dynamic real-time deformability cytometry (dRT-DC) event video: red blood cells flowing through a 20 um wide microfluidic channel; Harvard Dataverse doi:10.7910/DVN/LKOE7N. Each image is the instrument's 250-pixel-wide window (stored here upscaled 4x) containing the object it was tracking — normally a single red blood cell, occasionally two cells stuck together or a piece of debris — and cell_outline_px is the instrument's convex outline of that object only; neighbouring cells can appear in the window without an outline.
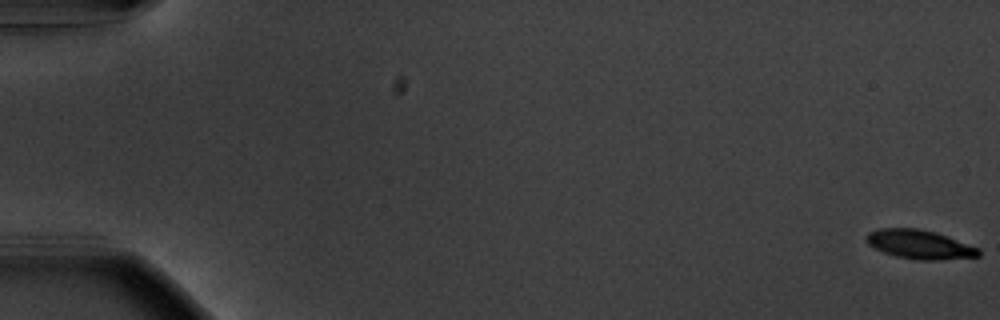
{"species": "common noctule bat (a hibernating species)", "species_latin": "Nyctalus noctula", "temperature_condition": "warm", "stored_images_in_passage": 18, "camera_frame_rate_fps": 3000, "um_per_image_px": 0.085, "animal": {"sex": "male", "body_mass_g": 20.1, "forearm_length_mm": 53.5}, "frame": {"image": 1, "passage_image": 1, "time_ms": 0.0, "image_size_px": [1000, 320], "cell_outline_px": [[980, 256], [936, 260], [916, 260], [896, 256], [884, 252], [868, 244], [864, 240], [864, 236], [868, 232], [880, 228], [916, 228], [936, 232], [948, 236], [980, 248]], "centroid_in_image_um": [78.15, 20.77], "position_along_channel_um": 6.8, "area_um2": 19.07}}
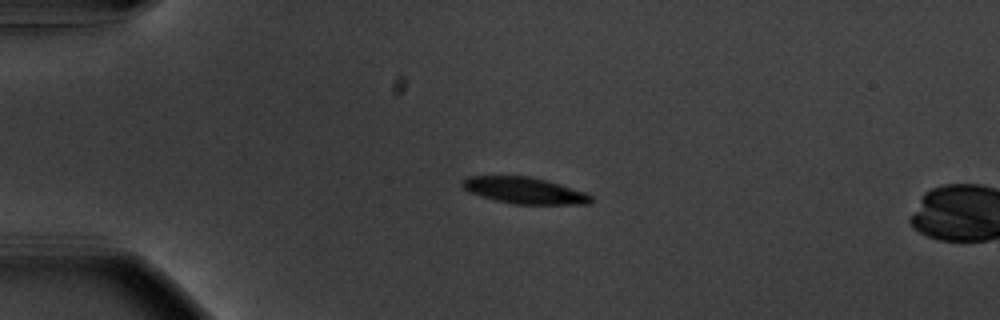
{"frame": {"image": 2, "passage_image": 15, "time_ms": 4.667, "image_size_px": [1000, 320], "cell_outline_px": [[592, 200], [588, 204], [512, 204], [496, 200], [468, 192], [460, 184], [468, 176], [528, 176], [560, 184], [584, 192], [592, 196]], "centroid_in_image_um": [44.56, 16.19], "position_along_channel_um": 40.4, "area_um2": 19.59}}